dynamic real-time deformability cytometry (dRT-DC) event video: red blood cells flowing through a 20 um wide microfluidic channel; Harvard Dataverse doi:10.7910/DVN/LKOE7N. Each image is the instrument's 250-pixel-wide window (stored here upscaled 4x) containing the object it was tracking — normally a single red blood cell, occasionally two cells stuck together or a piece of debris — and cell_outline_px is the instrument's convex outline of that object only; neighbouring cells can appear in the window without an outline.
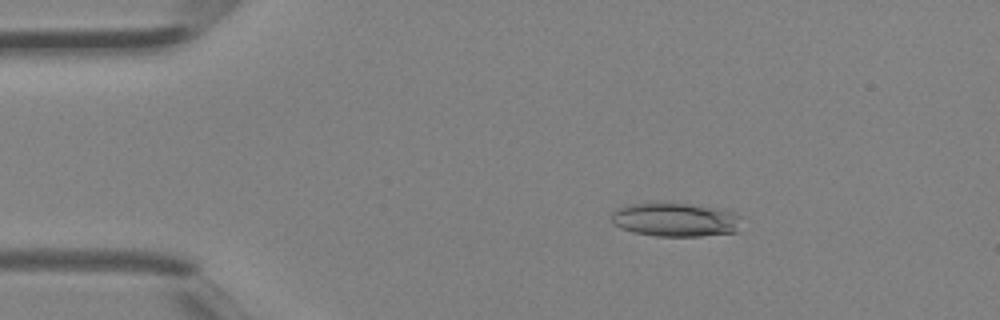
{"species": "Egyptian fruit bat (a non-hibernating species)", "species_latin": "Rousettus aegyptiacus", "temperature_condition": "room temperature", "stored_images_in_passage": 3, "camera_frame_rate_fps": 3000, "um_per_image_px": 0.085, "animal": {"sex": "female"}, "frame": {"image": 1, "passage_image": 2, "time_ms": 0.333, "image_size_px": [1000, 320], "cell_outline_px": [[740, 216], [736, 232], [700, 236], [656, 236], [632, 232], [620, 228], [612, 224], [612, 212], [616, 208], [628, 204], [688, 204], [716, 208], [732, 212]], "centroid_in_image_um": [57.35, 18.69], "position_along_channel_um": 27.7, "area_um2": 25.26}}